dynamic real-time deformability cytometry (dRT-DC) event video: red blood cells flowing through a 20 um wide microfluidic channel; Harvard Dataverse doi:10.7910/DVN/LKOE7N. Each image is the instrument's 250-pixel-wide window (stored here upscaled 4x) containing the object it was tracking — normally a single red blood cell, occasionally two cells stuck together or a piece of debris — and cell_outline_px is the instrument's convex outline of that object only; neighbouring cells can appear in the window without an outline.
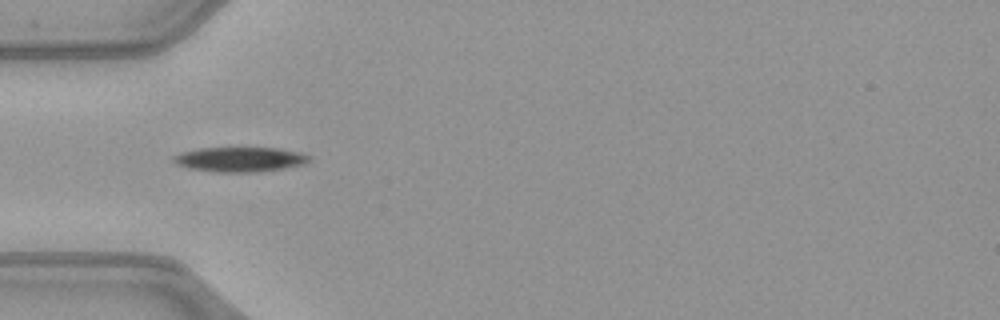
{"species": "common noctule bat (a hibernating species)", "species_latin": "Nyctalus noctula", "temperature_condition": "warm", "stored_images_in_passage": 36, "camera_frame_rate_fps": 3000, "um_per_image_px": 0.085, "animal": {"sex": "female", "body_mass_g": 21.9}, "frame": {"image": 1, "passage_image": 1, "time_ms": 0.0, "image_size_px": [1000, 320], "cell_outline_px": [[312, 160], [304, 164], [284, 168], [248, 172], [216, 172], [192, 168], [176, 164], [172, 160], [172, 156], [180, 152], [200, 148], [280, 148], [300, 152], [312, 156]], "centroid_in_image_um": [20.42, 13.53], "position_along_channel_um": 64.6, "area_um2": 19.54}}
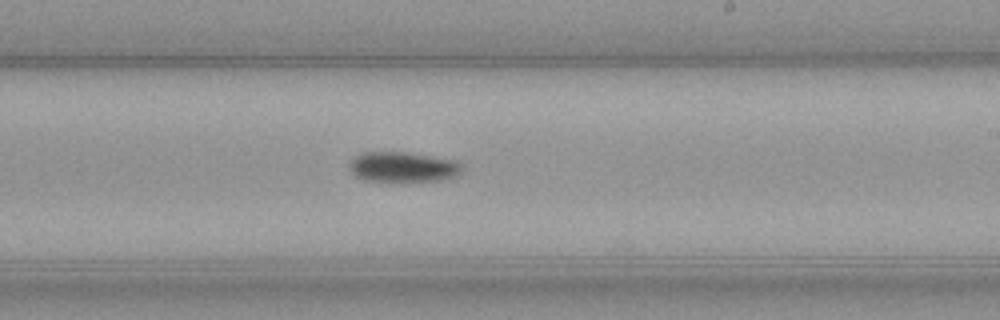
{"frame": {"image": 2, "passage_image": 15, "time_ms": 4.667, "image_size_px": [1000, 320], "cell_outline_px": [[464, 168], [460, 176], [444, 180], [404, 184], [388, 184], [364, 180], [356, 176], [348, 168], [348, 164], [356, 156], [364, 152], [404, 152], [432, 156], [456, 160], [464, 164]], "centroid_in_image_um": [34.31, 14.26], "position_along_channel_um": 254.7, "area_um2": 21.21}}
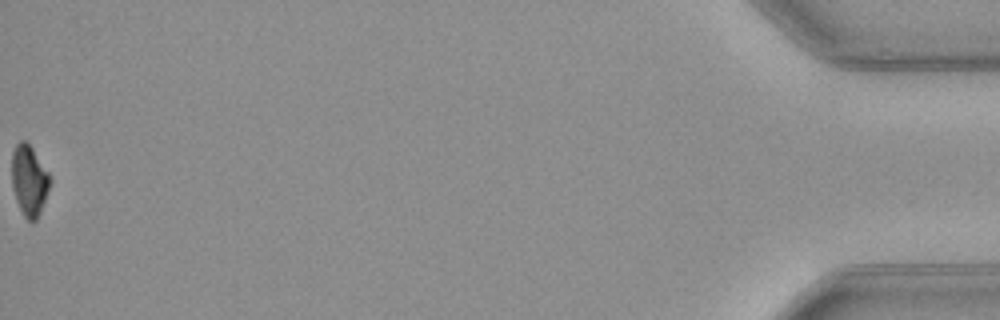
{"frame": {"image": 3, "passage_image": 36, "time_ms": 11.667, "image_size_px": [1000, 320], "cell_outline_px": [[52, 180], [40, 212], [36, 220], [28, 220], [24, 216], [16, 200], [12, 188], [12, 152], [16, 144], [20, 140], [24, 140], [32, 148], [48, 172]], "centroid_in_image_um": [2.47, 15.32], "position_along_channel_um": 432.7, "area_um2": 15.55}, "authors_computed_cell_mechanics": {"area_um2": 19.5075, "velocity_mm_per_s": 4.0614, "shape_relaxation_time_tau1_ms": 2.0843, "shape_relaxation_time_tau2_ms": null, "deformation_change_tau1": 0.1135, "deformation_change_tau2": null}}